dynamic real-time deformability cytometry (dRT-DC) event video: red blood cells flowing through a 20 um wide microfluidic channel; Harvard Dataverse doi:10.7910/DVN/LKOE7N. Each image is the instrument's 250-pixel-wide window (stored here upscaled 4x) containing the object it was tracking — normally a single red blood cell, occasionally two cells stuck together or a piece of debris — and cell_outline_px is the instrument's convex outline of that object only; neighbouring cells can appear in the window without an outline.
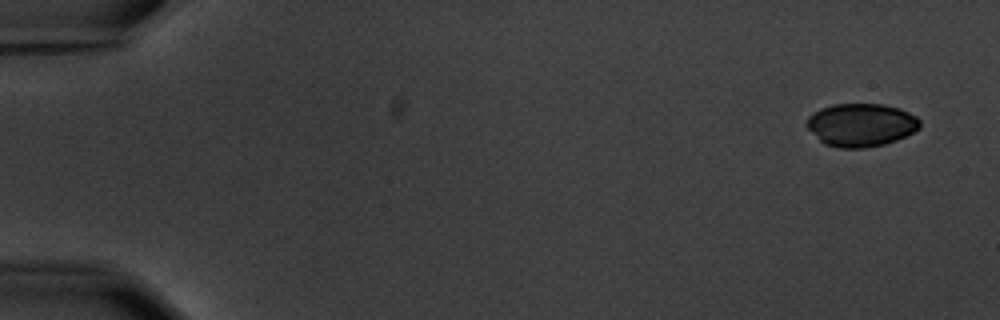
{"species": "common noctule bat (a hibernating species)", "species_latin": "Nyctalus noctula", "temperature_condition": "warm", "stored_images_in_passage": 10, "camera_frame_rate_fps": 3000, "um_per_image_px": 0.085, "animal": {"sex": "male", "body_mass_g": 20.1, "forearm_length_mm": 53.5}, "frame": {"image": 1, "passage_image": 1, "time_ms": 0.0, "image_size_px": [1000, 320], "cell_outline_px": [[920, 128], [896, 140], [884, 144], [864, 148], [840, 148], [824, 144], [804, 124], [808, 116], [812, 112], [820, 108], [832, 104], [880, 104], [900, 108], [916, 116], [920, 120]], "centroid_in_image_um": [73.16, 10.61], "position_along_channel_um": 11.8, "area_um2": 28.5}}